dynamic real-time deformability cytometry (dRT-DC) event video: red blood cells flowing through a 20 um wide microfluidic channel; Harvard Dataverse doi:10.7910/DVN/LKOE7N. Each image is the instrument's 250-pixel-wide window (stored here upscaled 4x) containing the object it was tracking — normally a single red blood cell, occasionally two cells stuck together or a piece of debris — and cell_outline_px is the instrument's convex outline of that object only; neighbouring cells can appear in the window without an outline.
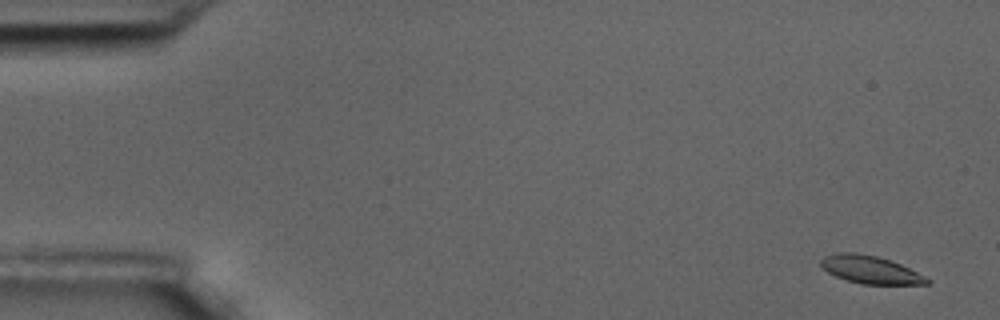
{"species": "common noctule bat (a hibernating species)", "species_latin": "Nyctalus noctula", "temperature_condition": "room temperature", "stored_images_in_passage": 61, "camera_frame_rate_fps": 3000, "um_per_image_px": 0.085, "animal": {"sex": "male", "body_mass_g": 17.5, "forearm_length_mm": 52.3}, "frame": {"image": 1, "passage_image": 3, "time_ms": 0.667, "image_size_px": [1000, 320], "cell_outline_px": [[932, 280], [928, 284], [860, 284], [836, 276], [828, 272], [820, 264], [820, 260], [824, 256], [836, 252], [856, 252], [876, 256], [900, 264]], "centroid_in_image_um": [73.95, 22.91], "position_along_channel_um": 11.0, "area_um2": 16.99}}
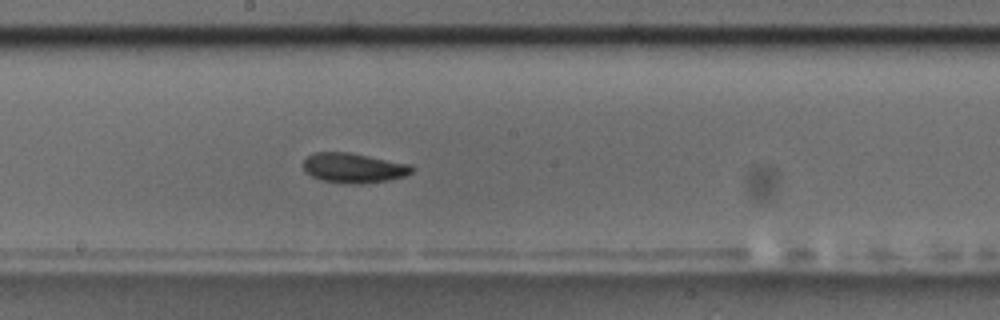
{"frame": {"image": 2, "passage_image": 33, "time_ms": 10.667, "image_size_px": [1000, 320], "cell_outline_px": [[416, 168], [412, 172], [404, 176], [388, 180], [360, 184], [344, 184], [320, 180], [304, 172], [304, 160], [308, 156], [316, 152], [348, 152], [412, 164]], "centroid_in_image_um": [30.07, 14.28], "position_along_channel_um": 218.1, "area_um2": 19.07}}
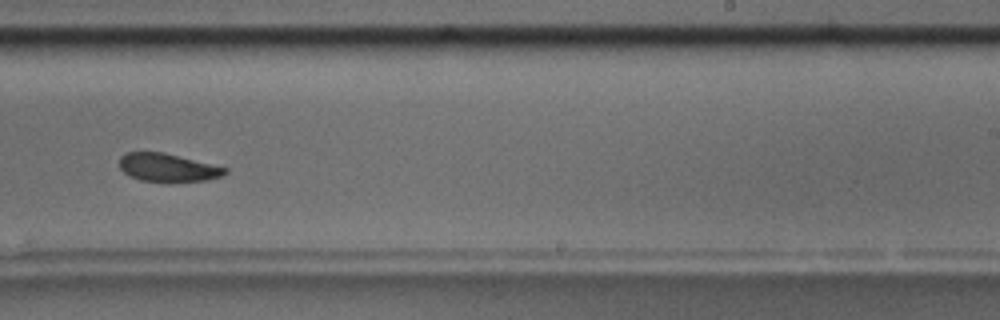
{"frame": {"image": 3, "passage_image": 38, "time_ms": 12.333, "image_size_px": [1000, 320], "cell_outline_px": [[228, 172], [220, 176], [208, 180], [140, 180], [128, 176], [120, 168], [120, 156], [124, 152], [164, 152], [228, 168]], "centroid_in_image_um": [14.23, 14.21], "position_along_channel_um": 274.8, "area_um2": 16.94}, "authors_computed_cell_mechanics": {"area_um2": 18.207, "velocity_mm_per_s": 3.3965, "shape_relaxation_time_tau1_ms": 3.1732, "shape_relaxation_time_tau2_ms": 4.7946, "deformation_change_tau1": 0.1145, "deformation_change_tau2": 0.0782}}